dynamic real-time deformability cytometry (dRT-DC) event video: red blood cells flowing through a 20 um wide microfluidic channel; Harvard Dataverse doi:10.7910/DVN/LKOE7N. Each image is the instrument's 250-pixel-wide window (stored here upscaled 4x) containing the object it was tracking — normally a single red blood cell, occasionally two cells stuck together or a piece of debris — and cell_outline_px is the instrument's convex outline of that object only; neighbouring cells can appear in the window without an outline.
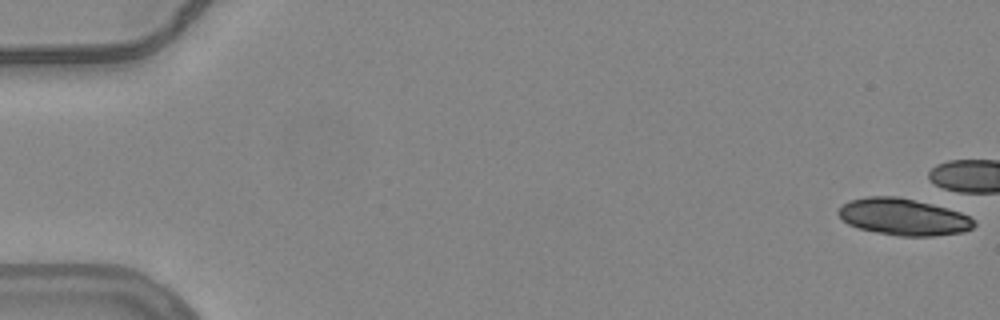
{"species": "common noctule bat (a hibernating species)", "species_latin": "Nyctalus noctula", "temperature_condition": "warm", "stored_images_in_passage": 3, "camera_frame_rate_fps": 3000, "um_per_image_px": 0.085, "animal": {"sex": "female", "body_mass_g": 24.6, "forearm_length_mm": 56.2}, "frame": {"image": 1, "passage_image": 1, "time_ms": 0.0, "image_size_px": [1000, 320], "cell_outline_px": [[976, 224], [972, 228], [964, 232], [932, 236], [900, 236], [860, 228], [848, 224], [836, 212], [848, 200], [868, 196], [900, 196], [948, 208], [960, 212], [968, 216]], "centroid_in_image_um": [76.8, 18.42], "position_along_channel_um": 8.2, "area_um2": 28.9}}